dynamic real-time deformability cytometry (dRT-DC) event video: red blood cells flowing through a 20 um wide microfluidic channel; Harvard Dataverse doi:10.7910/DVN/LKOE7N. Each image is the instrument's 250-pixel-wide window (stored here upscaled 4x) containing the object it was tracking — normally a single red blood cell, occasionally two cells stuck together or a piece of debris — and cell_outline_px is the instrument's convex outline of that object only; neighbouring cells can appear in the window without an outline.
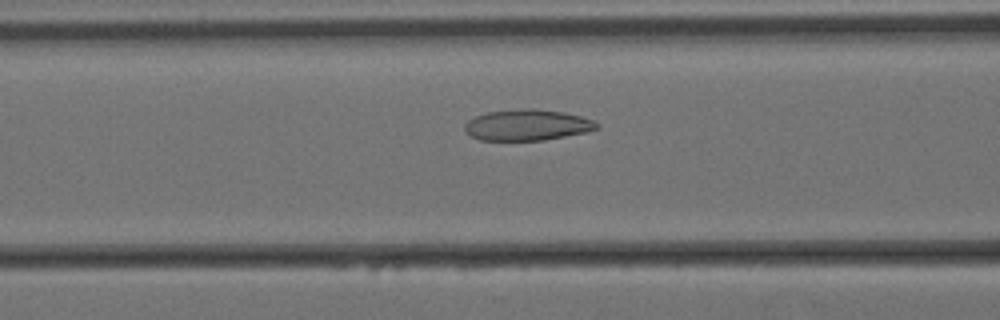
{"species": "Egyptian fruit bat (a non-hibernating species)", "species_latin": "Rousettus aegyptiacus", "temperature_condition": "cold", "stored_images_in_passage": 36, "camera_frame_rate_fps": 3000, "um_per_image_px": 0.085, "animal": {"sex": "female"}, "frame": {"image": 1, "passage_image": 6, "time_ms": 1.667, "image_size_px": [1000, 320], "cell_outline_px": [[600, 124], [596, 128], [584, 132], [544, 140], [480, 140], [472, 136], [464, 128], [464, 124], [468, 120], [476, 116], [488, 112], [524, 108], [536, 108], [564, 112], [580, 116], [592, 120]], "centroid_in_image_um": [44.8, 10.61], "position_along_channel_um": 121.8, "area_um2": 23.64}}
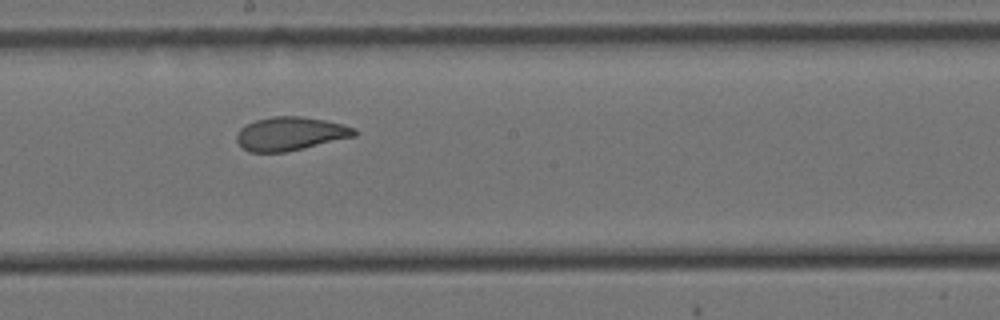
{"frame": {"image": 2, "passage_image": 15, "time_ms": 4.667, "image_size_px": [1000, 320], "cell_outline_px": [[356, 136], [284, 152], [248, 152], [236, 140], [236, 132], [240, 128], [256, 120], [272, 116], [300, 116], [324, 120], [344, 124], [356, 128]], "centroid_in_image_um": [24.67, 11.36], "position_along_channel_um": 223.5, "area_um2": 22.89}}
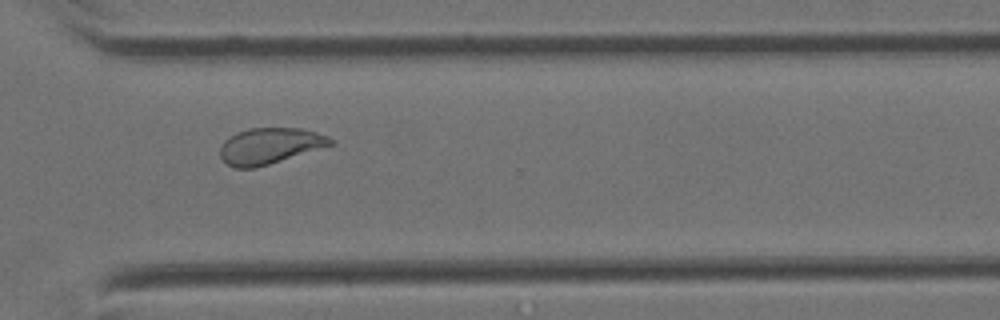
{"frame": {"image": 3, "passage_image": 26, "time_ms": 8.333, "image_size_px": [1000, 320], "cell_outline_px": [[336, 144], [256, 168], [236, 168], [228, 164], [220, 156], [220, 148], [224, 140], [236, 132], [248, 128], [300, 128], [316, 132], [328, 136], [336, 140]], "centroid_in_image_um": [22.97, 12.39], "position_along_channel_um": 347.6, "area_um2": 23.35}, "authors_computed_cell_mechanics": {"area_um2": 23.0622, "velocity_mm_per_s": 3.3936, "shape_relaxation_time_tau1_ms": 7.2176, "shape_relaxation_time_tau2_ms": 1.8302, "deformation_change_tau1": 0.1553, "deformation_change_tau2": 0.0818}}